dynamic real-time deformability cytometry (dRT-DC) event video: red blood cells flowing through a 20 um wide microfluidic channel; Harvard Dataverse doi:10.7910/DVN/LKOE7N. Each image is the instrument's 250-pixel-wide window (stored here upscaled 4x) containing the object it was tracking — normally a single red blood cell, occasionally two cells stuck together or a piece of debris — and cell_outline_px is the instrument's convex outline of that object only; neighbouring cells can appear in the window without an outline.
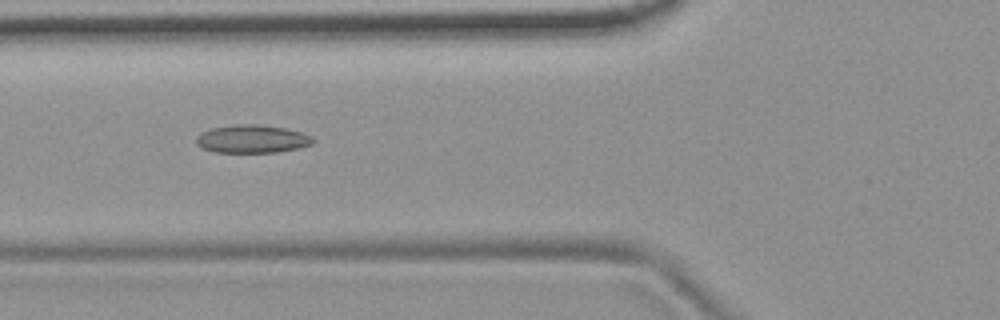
{"species": "common noctule bat (a hibernating species)", "species_latin": "Nyctalus noctula", "temperature_condition": "room temperature", "stored_images_in_passage": 13, "camera_frame_rate_fps": 3000, "um_per_image_px": 0.085, "animal": {"sex": "female", "body_mass_g": 19.9}, "frame": {"image": 1, "passage_image": 4, "time_ms": 1.0, "image_size_px": [1000, 320], "cell_outline_px": [[316, 140], [312, 144], [296, 148], [276, 152], [216, 152], [204, 148], [196, 144], [196, 136], [200, 132], [212, 128], [236, 124], [256, 124], [284, 128], [300, 132], [312, 136]], "centroid_in_image_um": [21.41, 11.8], "position_along_channel_um": 104.4, "area_um2": 18.96}}
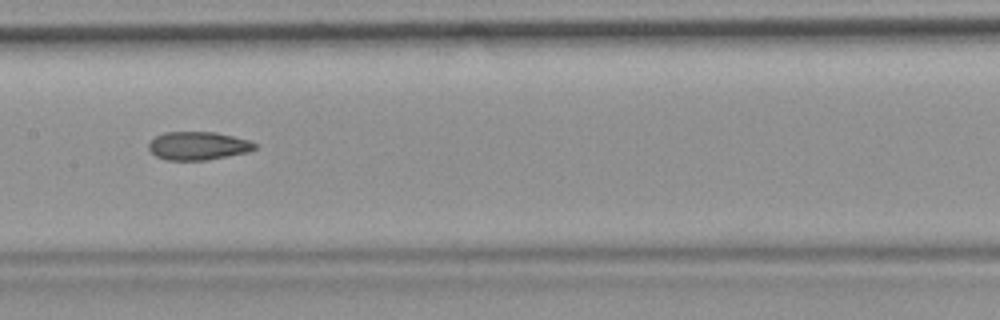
{"frame": {"image": 2, "passage_image": 6, "time_ms": 1.667, "image_size_px": [1000, 320], "cell_outline_px": [[256, 148], [248, 152], [204, 160], [164, 160], [156, 156], [148, 148], [148, 144], [156, 136], [164, 132], [216, 132], [248, 140], [256, 144]], "centroid_in_image_um": [16.81, 12.39], "position_along_channel_um": 190.6, "area_um2": 17.34}}
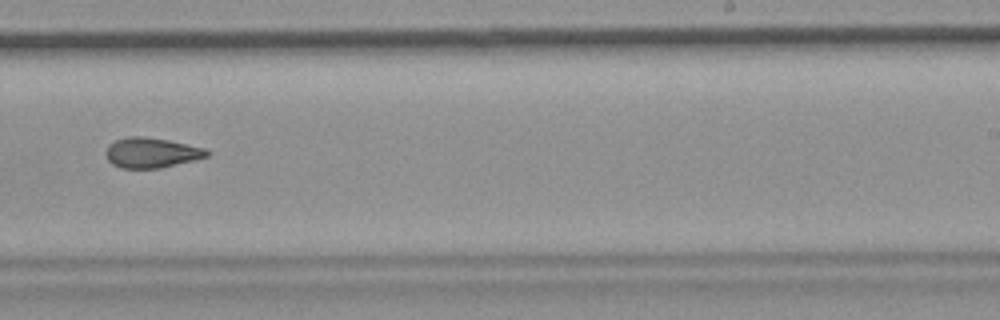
{"frame": {"image": 3, "passage_image": 8, "time_ms": 2.333, "image_size_px": [1000, 320], "cell_outline_px": [[212, 152], [208, 156], [160, 168], [120, 168], [112, 164], [108, 160], [104, 152], [108, 144], [116, 140], [128, 136], [140, 136], [168, 140], [204, 148]], "centroid_in_image_um": [12.83, 12.98], "position_along_channel_um": 276.2, "area_um2": 17.69}}